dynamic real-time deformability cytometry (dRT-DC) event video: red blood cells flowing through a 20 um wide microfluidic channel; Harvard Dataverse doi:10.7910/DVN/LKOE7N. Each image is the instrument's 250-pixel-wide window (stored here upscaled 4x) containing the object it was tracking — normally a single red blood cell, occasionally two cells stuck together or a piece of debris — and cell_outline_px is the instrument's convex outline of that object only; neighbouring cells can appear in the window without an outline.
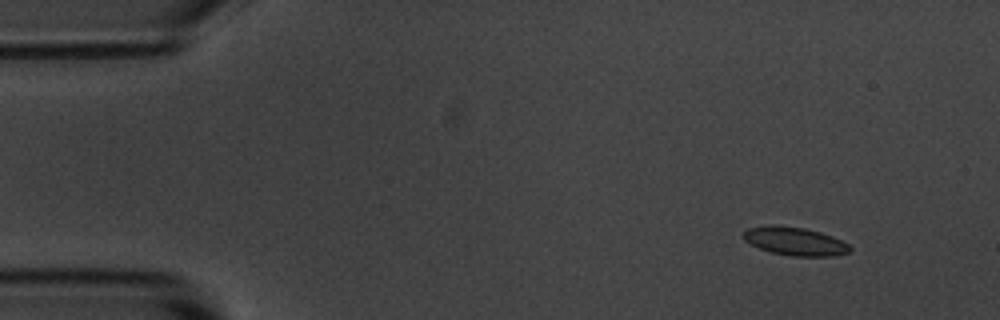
{"species": "common noctule bat (a hibernating species)", "species_latin": "Nyctalus noctula", "temperature_condition": "room temperature", "stored_images_in_passage": 5, "camera_frame_rate_fps": 3000, "um_per_image_px": 0.085, "animal": {"sex": "male", "body_mass_g": 20.1, "forearm_length_mm": 53.5}, "frame": {"image": 1, "passage_image": 1, "time_ms": 0.0, "image_size_px": [1000, 320], "cell_outline_px": [[852, 248], [848, 252], [832, 256], [792, 256], [772, 252], [760, 248], [744, 240], [744, 232], [748, 228], [768, 224], [776, 224], [804, 228], [820, 232], [832, 236], [848, 244]], "centroid_in_image_um": [67.56, 20.49], "position_along_channel_um": 17.4, "area_um2": 17.46}}
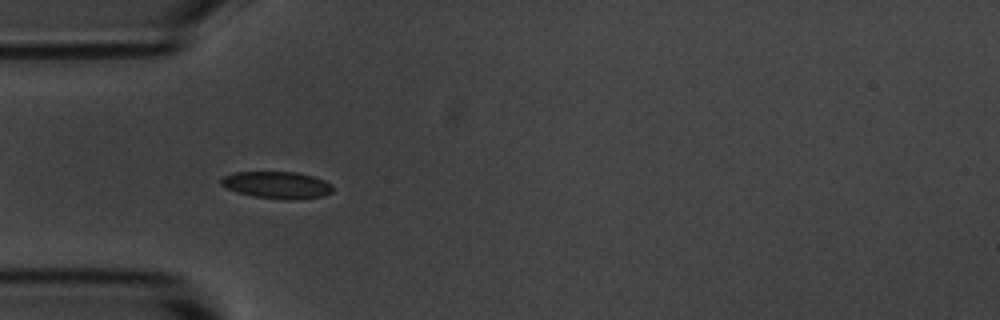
{"frame": {"image": 2, "passage_image": 4, "time_ms": 3.667, "image_size_px": [1000, 320], "cell_outline_px": [[332, 192], [324, 196], [252, 196], [236, 192], [220, 184], [220, 180], [224, 176], [236, 172], [296, 172], [312, 176], [324, 180], [332, 184]], "centroid_in_image_um": [23.49, 15.66], "position_along_channel_um": 61.5, "area_um2": 16.47}}